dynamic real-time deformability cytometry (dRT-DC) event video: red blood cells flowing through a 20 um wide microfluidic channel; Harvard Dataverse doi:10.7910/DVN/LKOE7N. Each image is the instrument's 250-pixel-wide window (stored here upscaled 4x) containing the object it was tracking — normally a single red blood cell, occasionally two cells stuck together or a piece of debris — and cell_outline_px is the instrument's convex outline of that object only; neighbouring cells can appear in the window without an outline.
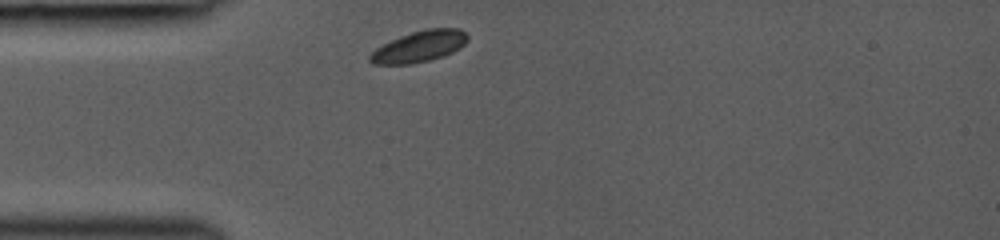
{"species": "common noctule bat (a hibernating species)", "species_latin": "Nyctalus noctula", "temperature_condition": "room temperature", "stored_images_in_passage": 3, "camera_frame_rate_fps": 3000, "um_per_image_px": 0.085, "animal": {"sex": "female", "body_mass_g": 19.0, "forearm_length_mm": 53.3}, "frame": {"image": 1, "passage_image": 1, "time_ms": 0.0, "image_size_px": [1000, 240], "cell_outline_px": [[468, 40], [460, 48], [444, 56], [412, 64], [372, 64], [368, 60], [368, 56], [376, 48], [400, 36], [412, 32], [428, 28], [456, 28], [464, 32], [468, 36]], "centroid_in_image_um": [35.63, 3.96], "position_along_channel_um": 49.4, "area_um2": 17.63}}
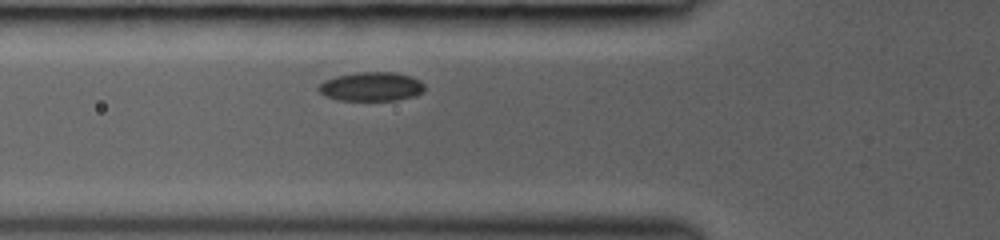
{"frame": {"image": 2, "passage_image": 3, "time_ms": 1.333, "image_size_px": [1000, 240], "cell_outline_px": [[424, 92], [416, 96], [396, 100], [336, 100], [320, 92], [316, 88], [324, 80], [336, 76], [356, 72], [396, 72], [412, 76], [420, 80], [424, 84]], "centroid_in_image_um": [31.6, 7.35], "position_along_channel_um": 94.2, "area_um2": 18.09}}